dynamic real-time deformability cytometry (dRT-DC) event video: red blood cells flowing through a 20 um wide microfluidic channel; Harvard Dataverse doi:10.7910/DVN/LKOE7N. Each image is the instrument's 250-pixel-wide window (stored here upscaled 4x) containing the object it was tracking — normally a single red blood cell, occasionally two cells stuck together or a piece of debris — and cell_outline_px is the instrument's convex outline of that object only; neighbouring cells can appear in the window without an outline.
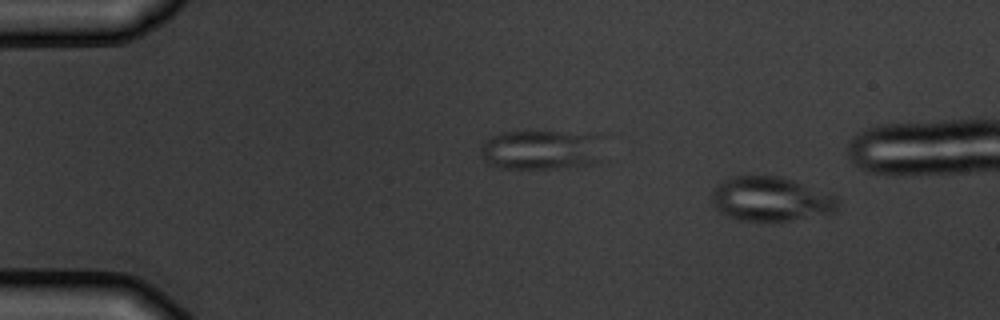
{"species": "common noctule bat (a hibernating species)", "species_latin": "Nyctalus noctula", "temperature_condition": "warm", "stored_images_in_passage": 4, "camera_frame_rate_fps": 3000, "um_per_image_px": 0.085, "animal": {"sex": "male", "body_mass_g": 19.5, "forearm_length_mm": 54.6}, "frame": {"image": 1, "passage_image": 1, "time_ms": 0.0, "image_size_px": [1000, 320], "cell_outline_px": [[836, 208], [832, 212], [788, 220], [740, 220], [728, 216], [720, 212], [716, 208], [712, 200], [712, 192], [724, 180], [732, 176], [780, 176], [832, 192], [836, 196]], "centroid_in_image_um": [65.52, 16.89], "position_along_channel_um": 19.5, "area_um2": 32.08}}